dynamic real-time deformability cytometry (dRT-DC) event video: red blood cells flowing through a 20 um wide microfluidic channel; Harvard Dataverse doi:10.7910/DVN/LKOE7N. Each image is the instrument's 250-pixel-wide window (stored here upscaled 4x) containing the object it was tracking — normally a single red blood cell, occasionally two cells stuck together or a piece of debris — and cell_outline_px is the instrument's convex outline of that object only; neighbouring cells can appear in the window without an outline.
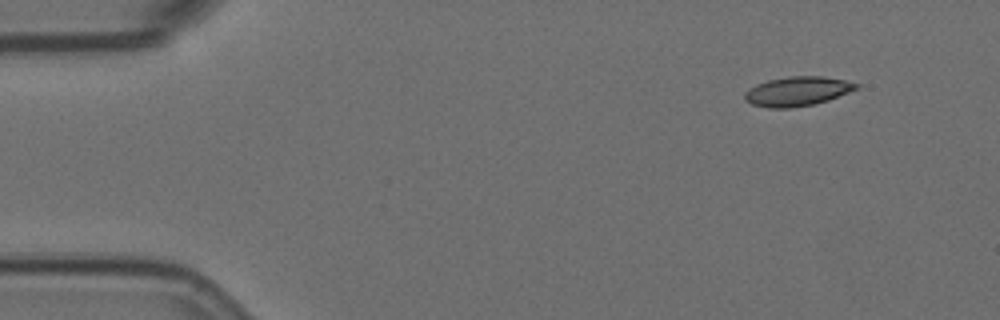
{"species": "Egyptian fruit bat (a non-hibernating species)", "species_latin": "Rousettus aegyptiacus", "temperature_condition": "room temperature", "stored_images_in_passage": 4, "camera_frame_rate_fps": 3000, "um_per_image_px": 0.085, "animal": {"sex": "female"}, "frame": {"image": 1, "passage_image": 1, "time_ms": 0.0, "image_size_px": [1000, 320], "cell_outline_px": [[860, 88], [828, 100], [816, 104], [788, 108], [768, 108], [752, 104], [744, 100], [744, 92], [748, 88], [756, 84], [768, 80], [788, 76], [824, 76], [844, 80], [860, 84]], "centroid_in_image_um": [67.77, 7.76], "position_along_channel_um": 17.2, "area_um2": 19.31}}